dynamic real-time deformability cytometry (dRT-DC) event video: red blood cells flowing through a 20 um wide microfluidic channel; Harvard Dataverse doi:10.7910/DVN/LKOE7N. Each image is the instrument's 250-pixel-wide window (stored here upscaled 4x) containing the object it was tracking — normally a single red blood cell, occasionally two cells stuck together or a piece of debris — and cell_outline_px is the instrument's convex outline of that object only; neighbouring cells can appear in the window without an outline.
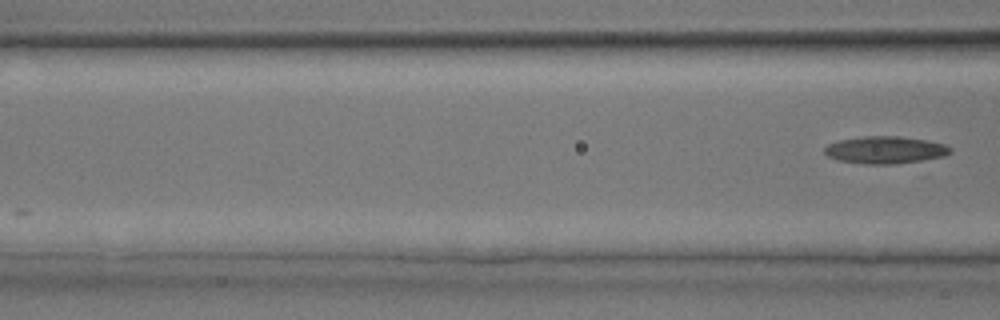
{"species": "common noctule bat (a hibernating species)", "species_latin": "Nyctalus noctula", "temperature_condition": "room temperature", "stored_images_in_passage": 4, "camera_frame_rate_fps": 3000, "um_per_image_px": 0.085, "animal": {"sex": "male", "body_mass_g": 17.9, "forearm_length_mm": 54.2}, "frame": {"image": 1, "passage_image": 4, "time_ms": 3.333, "image_size_px": [1000, 320], "cell_outline_px": [[952, 152], [944, 156], [920, 160], [892, 164], [864, 164], [836, 160], [828, 156], [824, 152], [824, 148], [828, 144], [840, 140], [864, 136], [900, 136], [924, 140], [944, 144], [952, 148]], "centroid_in_image_um": [75.22, 12.74], "position_along_channel_um": 91.4, "area_um2": 19.88}}